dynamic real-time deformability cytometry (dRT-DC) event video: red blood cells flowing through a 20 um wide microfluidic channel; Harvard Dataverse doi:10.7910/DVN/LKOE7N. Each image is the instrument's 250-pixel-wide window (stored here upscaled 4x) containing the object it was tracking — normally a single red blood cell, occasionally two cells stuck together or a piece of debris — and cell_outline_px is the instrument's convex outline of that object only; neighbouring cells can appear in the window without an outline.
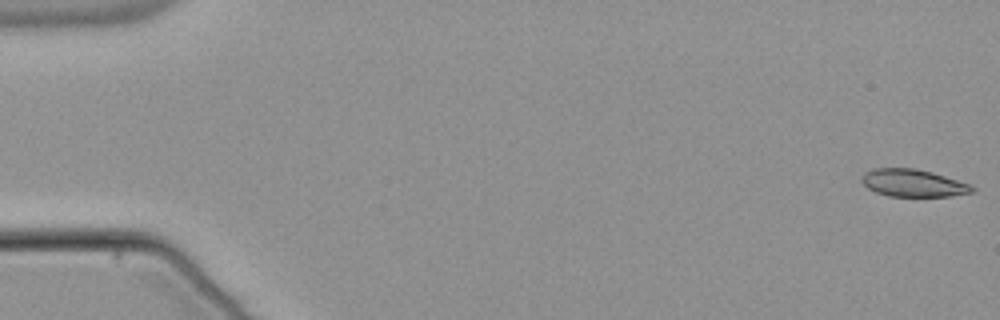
{"species": "common noctule bat (a hibernating species)", "species_latin": "Nyctalus noctula", "temperature_condition": "warm", "stored_images_in_passage": 56, "camera_frame_rate_fps": 3000, "um_per_image_px": 0.085, "animal": {"sex": "male", "body_mass_g": 21.5, "forearm_length_mm": 52.0}, "frame": {"image": 1, "passage_image": 1, "time_ms": 0.0, "image_size_px": [1000, 320], "cell_outline_px": [[976, 188], [972, 192], [952, 196], [888, 196], [876, 192], [868, 188], [860, 180], [860, 176], [864, 172], [872, 168], [912, 168], [932, 172], [968, 184]], "centroid_in_image_um": [77.55, 15.55], "position_along_channel_um": 7.4, "area_um2": 17.57}}
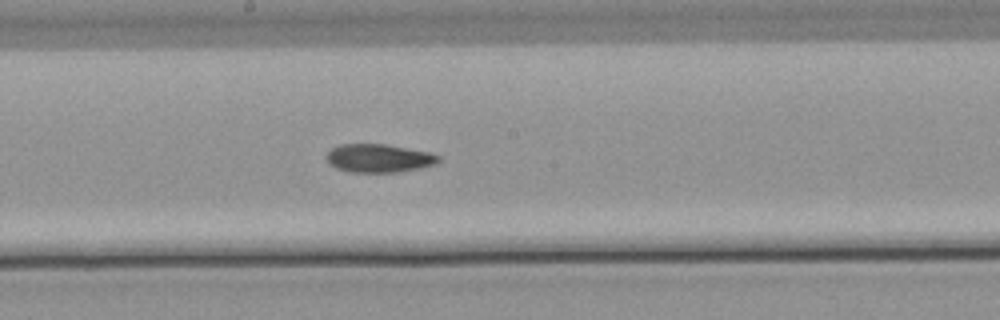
{"frame": {"image": 2, "passage_image": 30, "time_ms": 9.667, "image_size_px": [1000, 320], "cell_outline_px": [[440, 160], [436, 164], [420, 168], [396, 172], [352, 172], [336, 168], [328, 160], [328, 152], [332, 148], [340, 144], [384, 144], [428, 152], [440, 156]], "centroid_in_image_um": [32.23, 13.45], "position_along_channel_um": 216.0, "area_um2": 18.21}}
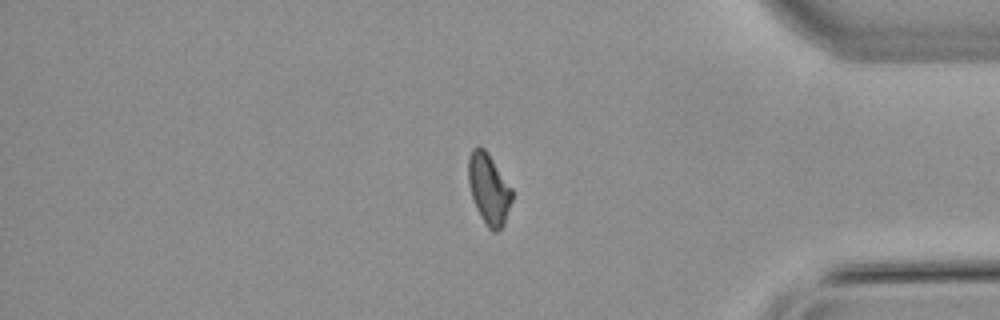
{"frame": {"image": 3, "passage_image": 46, "time_ms": 15.0, "image_size_px": [1000, 320], "cell_outline_px": [[512, 200], [504, 224], [496, 232], [492, 232], [488, 228], [480, 216], [476, 208], [472, 196], [468, 180], [468, 156], [472, 148], [484, 148], [512, 188]], "centroid_in_image_um": [41.54, 16.08], "position_along_channel_um": 393.7, "area_um2": 17.8}, "authors_computed_cell_mechanics": {"area_um2": 18.5538, "velocity_mm_per_s": 3.8011, "shape_relaxation_time_tau1_ms": null, "shape_relaxation_time_tau2_ms": 3.9, "deformation_change_tau1": null, "deformation_change_tau2": 0.0924}}